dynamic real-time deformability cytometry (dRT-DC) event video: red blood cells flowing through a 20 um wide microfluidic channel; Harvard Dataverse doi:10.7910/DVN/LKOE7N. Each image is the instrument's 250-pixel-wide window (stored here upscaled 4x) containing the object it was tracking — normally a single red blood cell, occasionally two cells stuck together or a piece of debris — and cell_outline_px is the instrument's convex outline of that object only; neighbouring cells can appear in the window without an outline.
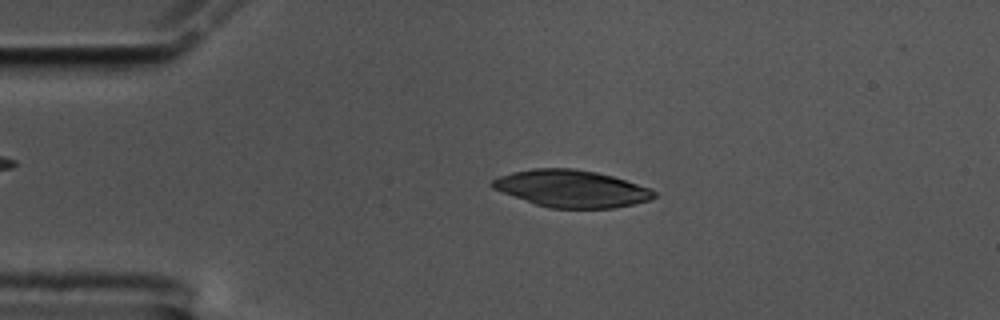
{"species": "common noctule bat (a hibernating species)", "species_latin": "Nyctalus noctula", "temperature_condition": "cold", "stored_images_in_passage": 47, "camera_frame_rate_fps": 3000, "um_per_image_px": 0.085, "animal": {"sex": "male", "body_mass_g": 17.5, "forearm_length_mm": 52.3}, "frame": {"image": 1, "passage_image": 3, "time_ms": 0.667, "image_size_px": [1000, 320], "cell_outline_px": [[656, 196], [648, 200], [616, 208], [548, 208], [536, 204], [492, 188], [488, 184], [492, 180], [500, 176], [512, 172], [532, 168], [572, 168], [596, 172], [612, 176], [652, 188], [656, 192]], "centroid_in_image_um": [48.58, 16.03], "position_along_channel_um": 36.4, "area_um2": 34.91}}